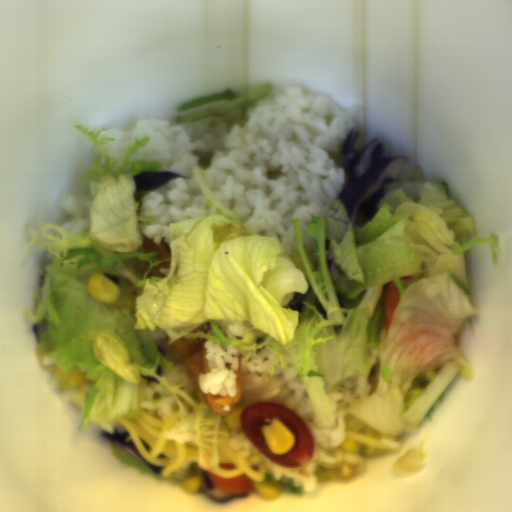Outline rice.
<instances>
[{"mask_svg":"<svg viewBox=\"0 0 512 512\" xmlns=\"http://www.w3.org/2000/svg\"><path fill=\"white\" fill-rule=\"evenodd\" d=\"M217 325L224 336L231 339H239L248 333L254 332L253 327L249 322H218Z\"/></svg>","mask_w":512,"mask_h":512,"instance_id":"obj_8","label":"rice"},{"mask_svg":"<svg viewBox=\"0 0 512 512\" xmlns=\"http://www.w3.org/2000/svg\"><path fill=\"white\" fill-rule=\"evenodd\" d=\"M367 140L359 133L354 145L353 151L357 155L366 147Z\"/></svg>","mask_w":512,"mask_h":512,"instance_id":"obj_9","label":"rice"},{"mask_svg":"<svg viewBox=\"0 0 512 512\" xmlns=\"http://www.w3.org/2000/svg\"><path fill=\"white\" fill-rule=\"evenodd\" d=\"M361 106L346 110L330 95L302 93L286 86L275 96L234 109L225 116L173 124L164 118L140 120L131 130H101L108 154L123 158L135 139L149 141L131 160L160 162L157 171L182 176L156 190H137V212L154 220L139 225L142 236L171 250V222L208 217L211 209L194 177L201 173L214 195L259 235L279 240L286 253L298 249L295 220L301 221L306 250L315 242L306 234L315 216L327 217L346 187L343 148Z\"/></svg>","mask_w":512,"mask_h":512,"instance_id":"obj_1","label":"rice"},{"mask_svg":"<svg viewBox=\"0 0 512 512\" xmlns=\"http://www.w3.org/2000/svg\"><path fill=\"white\" fill-rule=\"evenodd\" d=\"M94 198L86 194L63 193L56 198V205L67 215L62 224L70 235L78 236L89 224V208Z\"/></svg>","mask_w":512,"mask_h":512,"instance_id":"obj_3","label":"rice"},{"mask_svg":"<svg viewBox=\"0 0 512 512\" xmlns=\"http://www.w3.org/2000/svg\"><path fill=\"white\" fill-rule=\"evenodd\" d=\"M205 358L208 361L209 372L198 376V386L203 393L220 394L234 397L236 394V374L241 372L255 375L269 374L271 378L283 382L288 389L293 391L295 399L300 404L305 416L307 426L313 440L312 454L309 462L301 467L289 469L276 465L247 437L242 428H235L230 440L233 450H242L241 455H258L268 468L267 473H272L275 481H280L282 476L293 479V484L300 487L301 492H310L317 489L319 482L315 471L319 463H334L336 459L329 454L330 448H335L345 442L346 415L350 413L348 404L361 398L371 396L379 383V351L372 347L366 353L367 362H373L369 374H356L334 385L327 394L334 405L336 423L332 427H318L313 424L315 409L304 385V382L291 358L283 353L287 365L285 370L275 367L274 353L269 348L263 347L252 360L245 358L250 350L238 349L236 345L224 342L206 340L203 344Z\"/></svg>","mask_w":512,"mask_h":512,"instance_id":"obj_2","label":"rice"},{"mask_svg":"<svg viewBox=\"0 0 512 512\" xmlns=\"http://www.w3.org/2000/svg\"><path fill=\"white\" fill-rule=\"evenodd\" d=\"M164 436L166 440H174L180 444L196 442L197 429L195 421L182 420L180 417L172 428L164 432Z\"/></svg>","mask_w":512,"mask_h":512,"instance_id":"obj_6","label":"rice"},{"mask_svg":"<svg viewBox=\"0 0 512 512\" xmlns=\"http://www.w3.org/2000/svg\"><path fill=\"white\" fill-rule=\"evenodd\" d=\"M142 381H144L146 384V388L144 391L146 399L142 403L141 407L156 409L158 415L162 419H168L173 413L172 405L175 401H177L175 396L169 392L158 402L154 403V401L162 395L164 387H159L152 398L151 396L155 388L160 384L158 378H155L153 376H143L141 377V382Z\"/></svg>","mask_w":512,"mask_h":512,"instance_id":"obj_4","label":"rice"},{"mask_svg":"<svg viewBox=\"0 0 512 512\" xmlns=\"http://www.w3.org/2000/svg\"><path fill=\"white\" fill-rule=\"evenodd\" d=\"M427 182L425 181H392L383 186L384 195L395 190H403L412 202H417Z\"/></svg>","mask_w":512,"mask_h":512,"instance_id":"obj_7","label":"rice"},{"mask_svg":"<svg viewBox=\"0 0 512 512\" xmlns=\"http://www.w3.org/2000/svg\"><path fill=\"white\" fill-rule=\"evenodd\" d=\"M154 344L156 345L158 351L170 362L173 363V368L171 371H168L166 374L170 383L176 382L182 376L186 375L190 377L185 363L180 356L175 354L167 345L165 341V336L167 333L162 331L161 329L153 330L149 333ZM191 378V377H190Z\"/></svg>","mask_w":512,"mask_h":512,"instance_id":"obj_5","label":"rice"},{"mask_svg":"<svg viewBox=\"0 0 512 512\" xmlns=\"http://www.w3.org/2000/svg\"><path fill=\"white\" fill-rule=\"evenodd\" d=\"M207 334H211L213 336H217V335L214 334V332H213V330L211 328L208 330Z\"/></svg>","mask_w":512,"mask_h":512,"instance_id":"obj_10","label":"rice"}]
</instances>
